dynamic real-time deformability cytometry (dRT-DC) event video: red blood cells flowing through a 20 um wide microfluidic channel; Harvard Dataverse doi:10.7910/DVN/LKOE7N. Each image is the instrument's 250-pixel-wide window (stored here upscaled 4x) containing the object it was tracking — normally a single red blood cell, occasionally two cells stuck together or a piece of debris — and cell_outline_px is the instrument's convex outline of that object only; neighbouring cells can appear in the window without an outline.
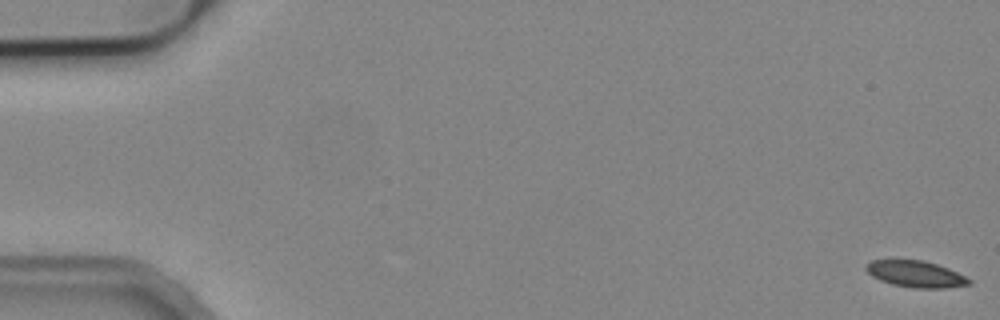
{"species": "common noctule bat (a hibernating species)", "species_latin": "Nyctalus noctula", "temperature_condition": "cold", "stored_images_in_passage": 8, "camera_frame_rate_fps": 3000, "um_per_image_px": 0.085, "animal": {"sex": "male", "body_mass_g": 19.2, "forearm_length_mm": 51.8}, "frame": {"image": 1, "passage_image": 1, "time_ms": 0.0, "image_size_px": [1000, 320], "cell_outline_px": [[972, 284], [944, 288], [912, 288], [892, 284], [880, 280], [872, 276], [864, 268], [864, 264], [872, 260], [924, 260], [948, 268], [972, 280]], "centroid_in_image_um": [77.82, 23.29], "position_along_channel_um": 7.2, "area_um2": 15.9}}
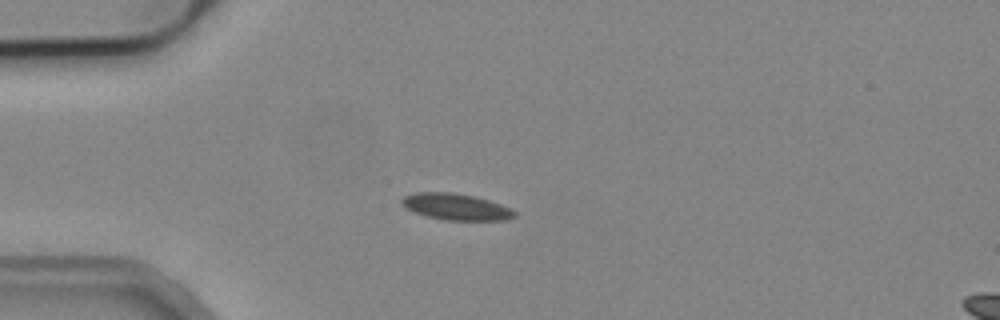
{"frame": {"image": 2, "passage_image": 5, "time_ms": 4.667, "image_size_px": [1000, 320], "cell_outline_px": [[516, 216], [504, 220], [444, 220], [428, 216], [416, 212], [408, 208], [400, 200], [404, 196], [416, 192], [452, 192], [476, 196], [500, 204], [516, 212]], "centroid_in_image_um": [38.78, 17.57], "position_along_channel_um": 46.2, "area_um2": 17.11}}